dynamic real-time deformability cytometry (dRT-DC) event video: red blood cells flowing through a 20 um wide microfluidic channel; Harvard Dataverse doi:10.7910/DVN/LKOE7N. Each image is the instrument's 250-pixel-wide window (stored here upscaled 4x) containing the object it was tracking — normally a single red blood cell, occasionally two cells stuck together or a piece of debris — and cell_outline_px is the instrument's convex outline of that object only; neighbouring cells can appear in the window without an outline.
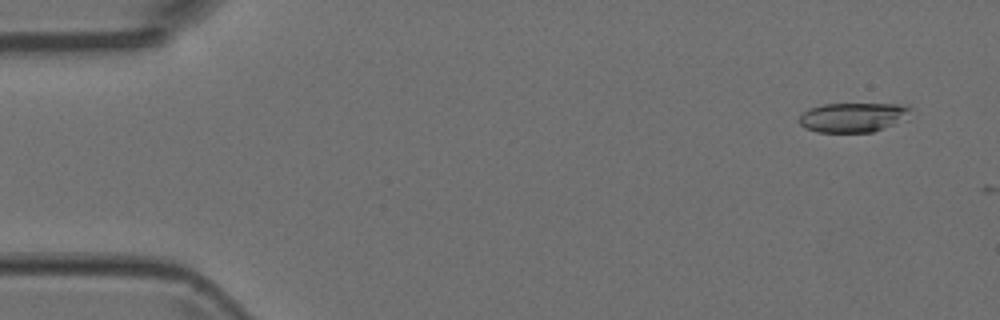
{"species": "Egyptian fruit bat (a non-hibernating species)", "species_latin": "Rousettus aegyptiacus", "temperature_condition": "room temperature", "stored_images_in_passage": 2, "camera_frame_rate_fps": 3000, "um_per_image_px": 0.085, "animal": {"sex": "female"}, "frame": {"image": 1, "passage_image": 1, "time_ms": 0.0, "image_size_px": [1000, 320], "cell_outline_px": [[912, 108], [908, 120], [872, 132], [816, 132], [804, 128], [800, 124], [800, 116], [804, 112], [812, 108], [824, 104], [908, 104]], "centroid_in_image_um": [72.6, 9.97], "position_along_channel_um": 12.4, "area_um2": 19.36}}